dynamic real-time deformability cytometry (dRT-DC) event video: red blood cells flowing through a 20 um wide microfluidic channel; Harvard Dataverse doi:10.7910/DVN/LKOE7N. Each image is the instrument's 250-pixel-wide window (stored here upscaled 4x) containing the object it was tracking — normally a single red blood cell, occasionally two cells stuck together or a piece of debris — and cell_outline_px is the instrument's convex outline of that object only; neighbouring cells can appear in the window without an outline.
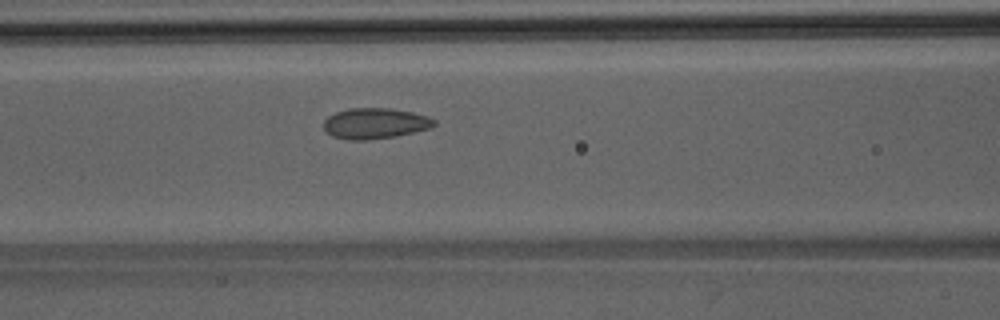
{"species": "Egyptian fruit bat (a non-hibernating species)", "species_latin": "Rousettus aegyptiacus", "temperature_condition": "room temperature", "stored_images_in_passage": 32, "camera_frame_rate_fps": 3000, "um_per_image_px": 0.085, "animal": {"sex": "male"}, "frame": {"image": 1, "passage_image": 9, "time_ms": 2.667, "image_size_px": [1000, 320], "cell_outline_px": [[436, 124], [432, 128], [392, 136], [368, 140], [348, 140], [332, 136], [324, 128], [324, 120], [328, 116], [336, 112], [348, 108], [392, 108], [412, 112], [428, 116], [436, 120]], "centroid_in_image_um": [31.88, 10.48], "position_along_channel_um": 134.7, "area_um2": 19.77}}
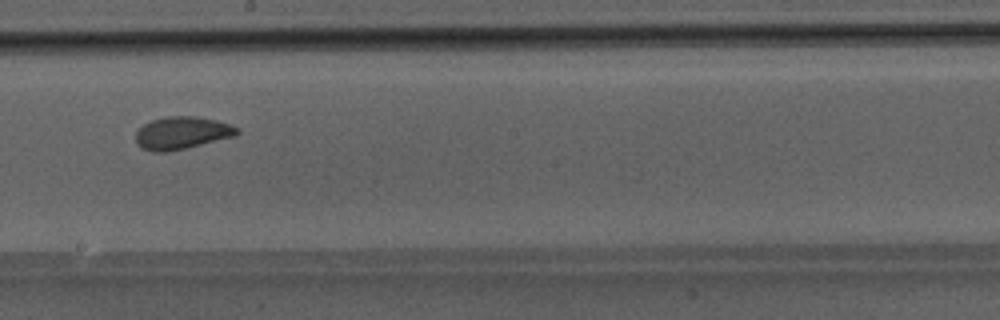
{"frame": {"image": 2, "passage_image": 16, "time_ms": 5.0, "image_size_px": [1000, 320], "cell_outline_px": [[240, 132], [236, 136], [188, 148], [164, 152], [152, 152], [136, 144], [136, 132], [144, 124], [152, 120], [168, 116], [196, 116], [216, 120], [240, 128]], "centroid_in_image_um": [15.49, 11.3], "position_along_channel_um": 232.7, "area_um2": 19.31}}
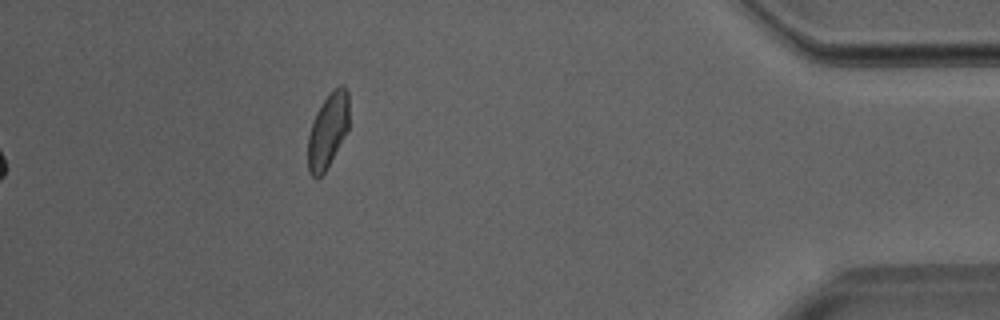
{"frame": {"image": 3, "passage_image": 32, "time_ms": 10.333, "image_size_px": [1000, 320], "cell_outline_px": [[348, 128], [324, 172], [316, 180], [308, 172], [308, 136], [316, 112], [332, 88], [340, 84], [348, 92]], "centroid_in_image_um": [27.85, 11.08], "position_along_channel_um": 407.4, "area_um2": 17.57}}